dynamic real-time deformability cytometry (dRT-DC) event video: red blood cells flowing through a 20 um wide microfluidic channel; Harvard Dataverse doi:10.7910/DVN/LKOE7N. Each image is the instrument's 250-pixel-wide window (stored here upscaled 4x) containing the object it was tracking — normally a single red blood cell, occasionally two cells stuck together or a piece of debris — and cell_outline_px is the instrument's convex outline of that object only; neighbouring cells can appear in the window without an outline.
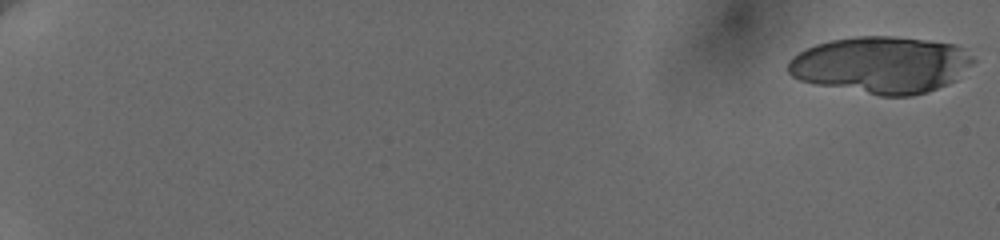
{"species": "human", "species_latin": "Homo sapiens", "temperature_condition": "cold", "stored_images_in_passage": 24, "camera_frame_rate_fps": 3000, "um_per_image_px": 0.085, "donor": {"sex": "female"}, "frame": {"image": 1, "passage_image": 1, "time_ms": 0.0, "image_size_px": [1000, 240], "cell_outline_px": [[976, 60], [956, 80], [948, 84], [928, 92], [912, 96], [880, 96], [816, 84], [800, 80], [792, 76], [788, 72], [788, 60], [792, 56], [816, 44], [832, 40], [856, 36], [892, 36], [928, 40], [956, 44], [964, 48]], "centroid_in_image_um": [74.93, 5.51], "position_along_channel_um": 10.1, "area_um2": 61.5}}